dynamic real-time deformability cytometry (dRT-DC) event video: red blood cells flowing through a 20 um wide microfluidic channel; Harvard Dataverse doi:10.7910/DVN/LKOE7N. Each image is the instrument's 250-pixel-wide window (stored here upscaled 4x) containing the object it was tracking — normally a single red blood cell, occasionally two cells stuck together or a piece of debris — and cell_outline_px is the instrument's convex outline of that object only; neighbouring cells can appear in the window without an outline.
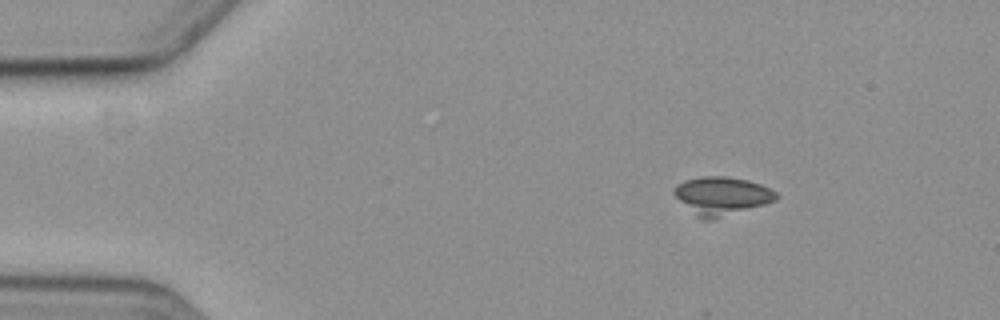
{"species": "common noctule bat (a hibernating species)", "species_latin": "Nyctalus noctula", "temperature_condition": "cold", "stored_images_in_passage": 4, "segment_of_instrument_passage": [1, 2], "camera_frame_rate_fps": 3000, "um_per_image_px": 0.085, "animal": {"sex": "female", "body_mass_g": 19.3, "forearm_length_mm": 54.1}, "frame": {"image": 1, "passage_image": 1, "time_ms": 0.0, "image_size_px": [1000, 320], "cell_outline_px": [[780, 196], [776, 200], [764, 204], [708, 220], [704, 220], [680, 200], [672, 192], [684, 180], [700, 176], [724, 176], [748, 180], [760, 184], [776, 192]], "centroid_in_image_um": [61.38, 16.61], "position_along_channel_um": 23.6, "area_um2": 21.91}}